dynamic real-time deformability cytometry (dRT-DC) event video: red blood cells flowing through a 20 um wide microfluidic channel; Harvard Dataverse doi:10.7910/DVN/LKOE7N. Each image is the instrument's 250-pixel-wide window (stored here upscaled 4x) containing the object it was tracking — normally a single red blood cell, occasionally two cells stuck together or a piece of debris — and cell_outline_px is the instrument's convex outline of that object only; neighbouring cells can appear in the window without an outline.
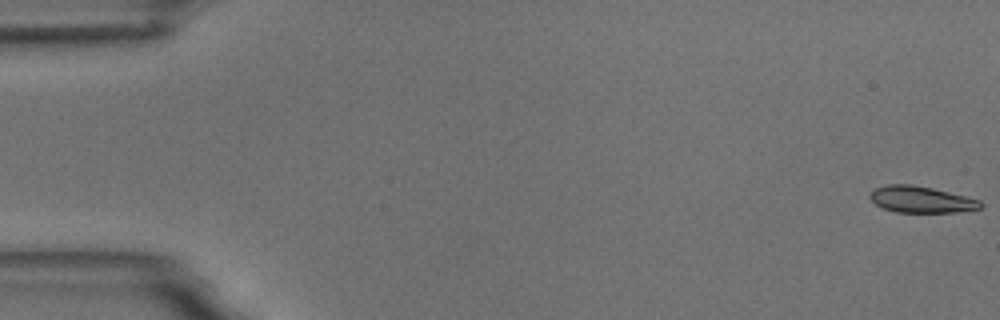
{"species": "common noctule bat (a hibernating species)", "species_latin": "Nyctalus noctula", "temperature_condition": "room temperature", "stored_images_in_passage": 6, "camera_frame_rate_fps": 3000, "um_per_image_px": 0.085, "animal": {"sex": "male", "body_mass_g": 18.8}, "frame": {"image": 1, "passage_image": 1, "time_ms": 0.0, "image_size_px": [1000, 320], "cell_outline_px": [[984, 204], [980, 208], [956, 212], [896, 212], [884, 208], [876, 204], [868, 196], [868, 192], [876, 188], [888, 184], [912, 184], [932, 188], [980, 200]], "centroid_in_image_um": [78.27, 16.95], "position_along_channel_um": 6.7, "area_um2": 16.94}}
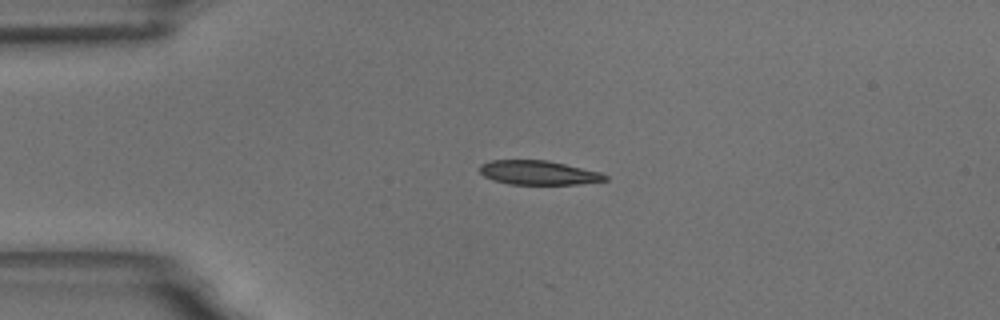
{"frame": {"image": 2, "passage_image": 4, "time_ms": 4.333, "image_size_px": [1000, 320], "cell_outline_px": [[608, 180], [576, 184], [508, 184], [492, 180], [484, 176], [480, 172], [480, 164], [492, 160], [548, 160], [600, 172], [608, 176]], "centroid_in_image_um": [45.75, 14.67], "position_along_channel_um": 39.3, "area_um2": 17.63}}
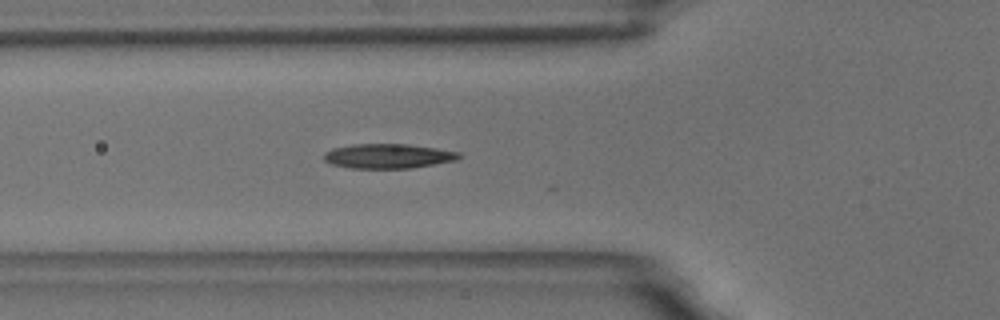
{"frame": {"image": 3, "passage_image": 6, "time_ms": 6.667, "image_size_px": [1000, 320], "cell_outline_px": [[460, 156], [456, 160], [412, 168], [348, 168], [332, 164], [324, 160], [324, 152], [332, 148], [352, 144], [408, 144], [436, 148], [460, 152]], "centroid_in_image_um": [32.96, 13.26], "position_along_channel_um": 92.8, "area_um2": 19.36}}